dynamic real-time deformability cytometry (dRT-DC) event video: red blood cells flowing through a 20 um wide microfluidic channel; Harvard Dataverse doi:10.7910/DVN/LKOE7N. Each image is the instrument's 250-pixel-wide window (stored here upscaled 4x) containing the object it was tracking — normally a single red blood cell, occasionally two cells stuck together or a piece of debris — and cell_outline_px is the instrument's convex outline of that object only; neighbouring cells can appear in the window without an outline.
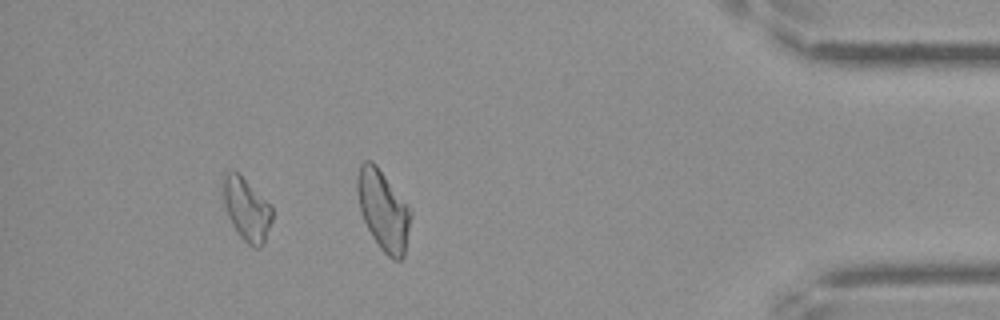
{"species": "Egyptian fruit bat (a non-hibernating species)", "species_latin": "Rousettus aegyptiacus", "temperature_condition": "cold", "stored_images_in_passage": 38, "camera_frame_rate_fps": 3000, "um_per_image_px": 0.085, "frame": {"image": 1, "passage_image": 33, "time_ms": 10.667, "image_size_px": [1000, 320], "cell_outline_px": [[272, 220], [264, 240], [260, 248], [252, 248], [240, 236], [232, 224], [228, 216], [224, 204], [224, 172], [232, 168], [272, 204]], "centroid_in_image_um": [20.97, 17.78], "position_along_channel_um": 414.2, "area_um2": 17.8}, "authors_computed_cell_mechanics": {"area_um2": 17.0799, "velocity_mm_per_s": 3.5196, "shape_relaxation_time_tau1_ms": null, "shape_relaxation_time_tau2_ms": 4.1358, "deformation_change_tau1": null, "deformation_change_tau2": 0.1619}}